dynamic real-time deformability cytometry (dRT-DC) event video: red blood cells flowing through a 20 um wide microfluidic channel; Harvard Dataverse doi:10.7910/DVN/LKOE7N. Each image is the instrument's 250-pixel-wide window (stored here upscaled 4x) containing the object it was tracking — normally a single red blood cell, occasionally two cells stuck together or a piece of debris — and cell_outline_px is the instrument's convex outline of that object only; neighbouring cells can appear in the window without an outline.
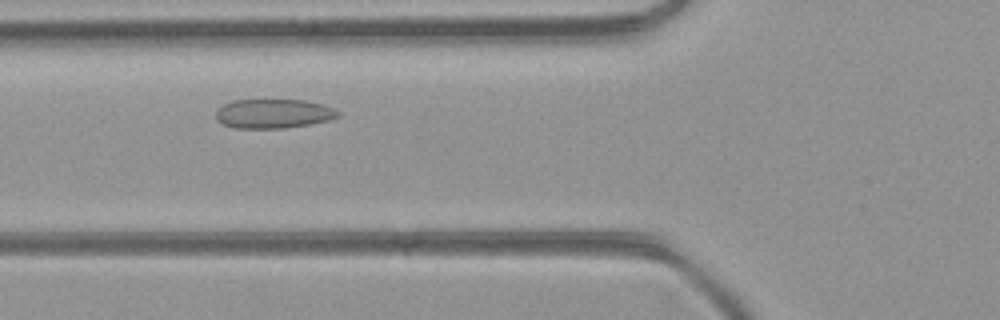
{"species": "common noctule bat (a hibernating species)", "species_latin": "Nyctalus noctula", "temperature_condition": "room temperature", "stored_images_in_passage": 33, "camera_frame_rate_fps": 3000, "um_per_image_px": 0.085, "animal": {"sex": "female", "body_mass_g": 21.9}, "frame": {"image": 1, "passage_image": 7, "time_ms": 2.0, "image_size_px": [1000, 320], "cell_outline_px": [[340, 116], [328, 120], [308, 124], [284, 128], [236, 128], [224, 124], [216, 120], [216, 112], [224, 104], [232, 100], [308, 100], [332, 108], [340, 112]], "centroid_in_image_um": [23.24, 9.65], "position_along_channel_um": 102.6, "area_um2": 20.63}}
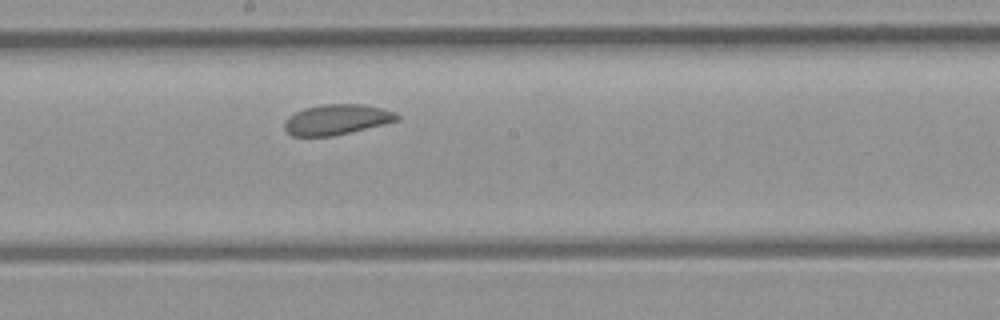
{"frame": {"image": 2, "passage_image": 15, "time_ms": 4.667, "image_size_px": [1000, 320], "cell_outline_px": [[400, 120], [384, 124], [332, 136], [292, 136], [284, 128], [284, 120], [288, 116], [304, 108], [320, 104], [364, 104], [396, 112], [400, 116]], "centroid_in_image_um": [28.62, 10.15], "position_along_channel_um": 219.6, "area_um2": 19.94}}
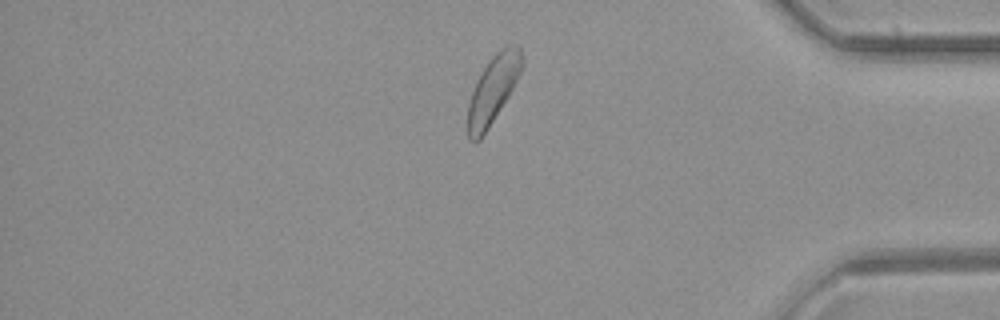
{"frame": {"image": 3, "passage_image": 29, "time_ms": 9.333, "image_size_px": [1000, 320], "cell_outline_px": [[524, 64], [508, 96], [488, 128], [480, 140], [472, 140], [468, 136], [468, 104], [472, 92], [488, 60], [496, 52], [508, 44], [516, 44], [520, 48], [524, 56]], "centroid_in_image_um": [41.94, 7.55], "position_along_channel_um": 393.3, "area_um2": 20.87}, "authors_computed_cell_mechanics": {"area_um2": 20.5768, "velocity_mm_per_s": 4.372, "shape_relaxation_time_tau1_ms": 3.3488, "shape_relaxation_time_tau2_ms": 2.4219, "deformation_change_tau1": 0.056, "deformation_change_tau2": 0.0737}}